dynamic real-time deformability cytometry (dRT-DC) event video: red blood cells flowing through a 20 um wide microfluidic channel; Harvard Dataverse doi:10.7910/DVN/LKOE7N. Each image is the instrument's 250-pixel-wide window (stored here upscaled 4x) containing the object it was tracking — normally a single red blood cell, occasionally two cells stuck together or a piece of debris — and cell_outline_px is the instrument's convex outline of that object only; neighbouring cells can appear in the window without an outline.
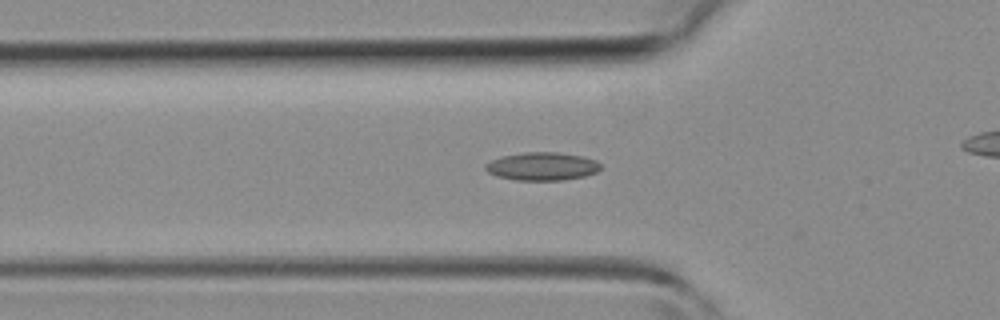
{"species": "common noctule bat (a hibernating species)", "species_latin": "Nyctalus noctula", "temperature_condition": "room temperature", "stored_images_in_passage": 31, "camera_frame_rate_fps": 3000, "um_per_image_px": 0.085, "animal": {"sex": "female", "body_mass_g": 19.3, "forearm_length_mm": 54.1}, "frame": {"image": 1, "passage_image": 11, "time_ms": 3.333, "image_size_px": [1000, 320], "cell_outline_px": [[600, 168], [596, 172], [584, 176], [564, 180], [516, 180], [496, 176], [488, 172], [484, 168], [484, 164], [500, 156], [524, 152], [556, 152], [580, 156], [596, 160], [600, 164]], "centroid_in_image_um": [46.04, 14.14], "position_along_channel_um": 79.8, "area_um2": 18.84}}
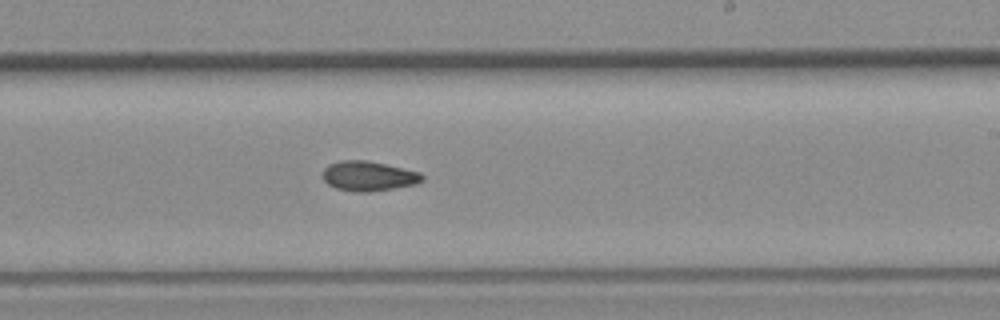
{"frame": {"image": 2, "passage_image": 22, "time_ms": 7.0, "image_size_px": [1000, 320], "cell_outline_px": [[424, 180], [416, 184], [368, 192], [356, 192], [336, 188], [328, 184], [324, 180], [320, 172], [328, 164], [340, 160], [364, 160], [384, 164], [420, 172], [424, 176]], "centroid_in_image_um": [31.28, 14.96], "position_along_channel_um": 257.7, "area_um2": 17.28}}
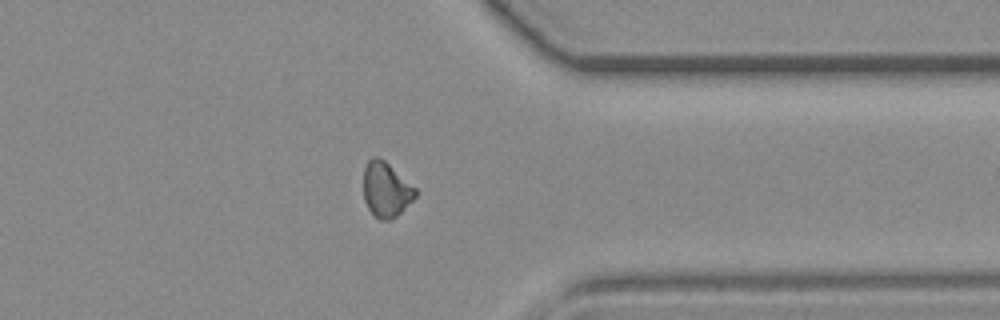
{"frame": {"image": 3, "passage_image": 30, "time_ms": 9.667, "image_size_px": [1000, 320], "cell_outline_px": [[416, 196], [392, 220], [380, 220], [368, 208], [364, 200], [364, 168], [368, 160], [372, 156], [380, 156], [416, 188]], "centroid_in_image_um": [32.8, 16.09], "position_along_channel_um": 378.6, "area_um2": 16.53}}